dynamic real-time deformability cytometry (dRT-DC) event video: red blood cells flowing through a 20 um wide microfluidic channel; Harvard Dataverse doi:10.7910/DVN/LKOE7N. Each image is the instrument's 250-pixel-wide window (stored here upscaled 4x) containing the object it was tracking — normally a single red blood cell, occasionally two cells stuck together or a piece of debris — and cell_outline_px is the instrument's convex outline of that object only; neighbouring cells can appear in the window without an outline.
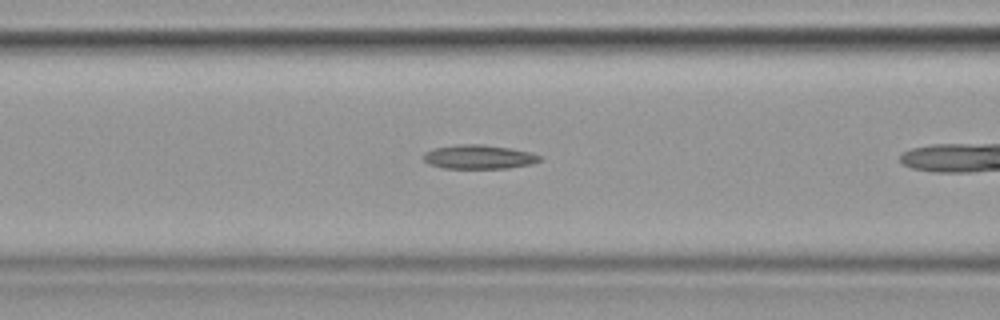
{"species": "common noctule bat (a hibernating species)", "species_latin": "Nyctalus noctula", "temperature_condition": "cold", "stored_images_in_passage": 31, "segment_of_instrument_passage": [2, 2], "camera_frame_rate_fps": 3000, "um_per_image_px": 0.085, "animal": {"sex": "female", "body_mass_g": 19.9}, "frame": {"image": 1, "passage_image": 9, "time_ms": 2.667, "image_size_px": [1000, 320], "cell_outline_px": [[540, 160], [532, 164], [508, 168], [444, 168], [428, 164], [424, 160], [424, 152], [432, 148], [460, 144], [484, 144], [532, 152], [540, 156]], "centroid_in_image_um": [40.68, 13.33], "position_along_channel_um": 125.9, "area_um2": 16.3}}
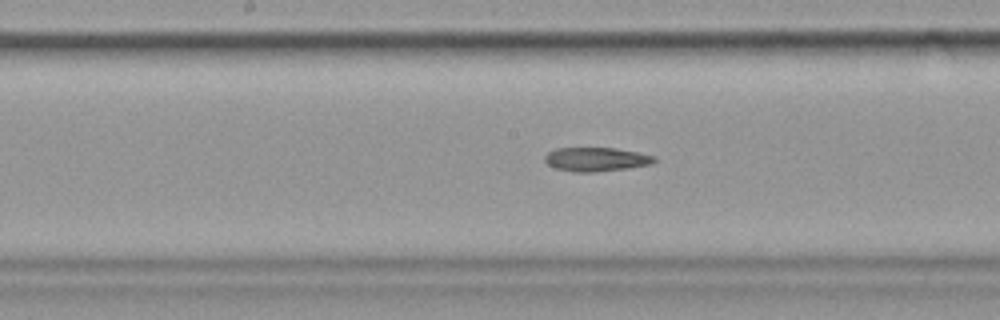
{"frame": {"image": 2, "passage_image": 15, "time_ms": 4.667, "image_size_px": [1000, 320], "cell_outline_px": [[656, 160], [652, 164], [628, 168], [596, 172], [572, 172], [556, 168], [548, 164], [544, 160], [544, 156], [548, 152], [556, 148], [616, 148], [656, 156]], "centroid_in_image_um": [50.67, 13.54], "position_along_channel_um": 197.5, "area_um2": 15.32}}
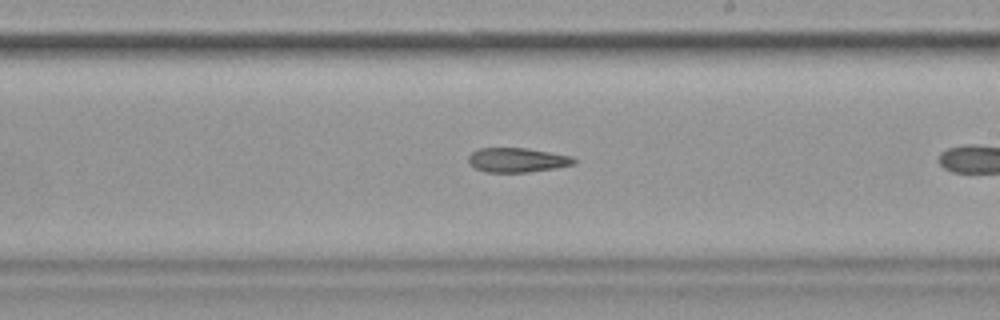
{"frame": {"image": 3, "passage_image": 19, "time_ms": 6.0, "image_size_px": [1000, 320], "cell_outline_px": [[576, 164], [556, 168], [528, 172], [484, 172], [468, 164], [468, 156], [472, 152], [480, 148], [528, 148], [572, 156], [576, 160]], "centroid_in_image_um": [43.97, 13.6], "position_along_channel_um": 245.0, "area_um2": 15.14}}